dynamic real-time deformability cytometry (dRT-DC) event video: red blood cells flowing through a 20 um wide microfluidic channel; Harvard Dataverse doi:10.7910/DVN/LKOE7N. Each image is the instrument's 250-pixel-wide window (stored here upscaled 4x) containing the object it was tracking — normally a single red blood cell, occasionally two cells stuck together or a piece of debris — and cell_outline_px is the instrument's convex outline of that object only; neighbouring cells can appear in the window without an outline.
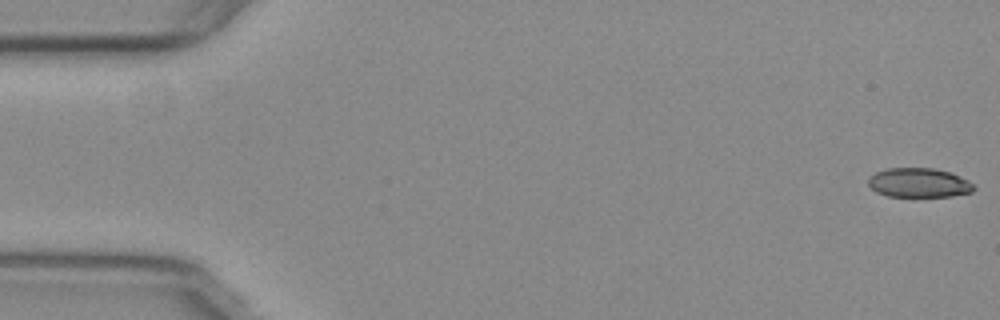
{"species": "common noctule bat (a hibernating species)", "species_latin": "Nyctalus noctula", "temperature_condition": "warm", "stored_images_in_passage": 12, "camera_frame_rate_fps": 3000, "um_per_image_px": 0.085, "animal": {"sex": "female", "body_mass_g": 29.2, "forearm_length_mm": 56.3}, "frame": {"image": 1, "passage_image": 1, "time_ms": 0.0, "image_size_px": [1000, 320], "cell_outline_px": [[976, 188], [972, 192], [952, 196], [888, 196], [876, 192], [868, 184], [868, 176], [876, 172], [888, 168], [932, 168], [948, 172], [960, 176], [968, 180]], "centroid_in_image_um": [78.09, 15.53], "position_along_channel_um": 6.9, "area_um2": 17.98}}